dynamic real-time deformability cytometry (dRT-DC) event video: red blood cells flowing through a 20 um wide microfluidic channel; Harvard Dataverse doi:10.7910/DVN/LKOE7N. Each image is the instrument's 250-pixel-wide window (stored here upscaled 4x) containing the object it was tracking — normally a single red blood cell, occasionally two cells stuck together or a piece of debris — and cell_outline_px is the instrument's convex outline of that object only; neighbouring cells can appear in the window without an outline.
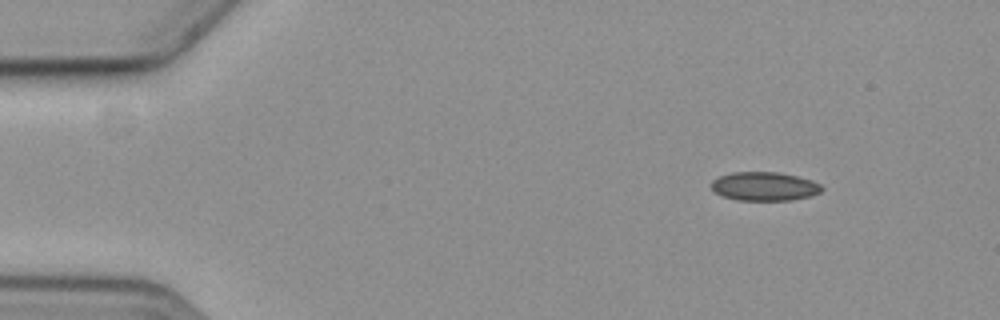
{"species": "common noctule bat (a hibernating species)", "species_latin": "Nyctalus noctula", "temperature_condition": "cold", "stored_images_in_passage": 4, "camera_frame_rate_fps": 3000, "um_per_image_px": 0.085, "animal": {"sex": "female", "body_mass_g": 19.3, "forearm_length_mm": 54.1}, "frame": {"image": 1, "passage_image": 1, "time_ms": 0.0, "image_size_px": [1000, 320], "cell_outline_px": [[824, 188], [820, 192], [808, 196], [788, 200], [736, 200], [724, 196], [716, 192], [708, 184], [716, 176], [732, 172], [780, 172], [812, 180], [820, 184]], "centroid_in_image_um": [64.93, 15.82], "position_along_channel_um": 20.1, "area_um2": 18.55}}
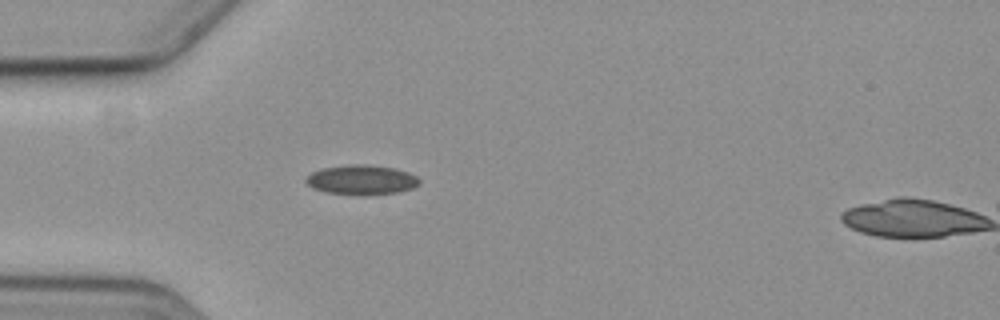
{"frame": {"image": 2, "passage_image": 4, "time_ms": 3.333, "image_size_px": [1000, 320], "cell_outline_px": [[420, 184], [412, 188], [396, 192], [360, 196], [328, 192], [312, 188], [304, 180], [312, 172], [320, 168], [352, 164], [364, 164], [392, 168], [408, 172], [416, 176], [420, 180]], "centroid_in_image_um": [30.71, 15.29], "position_along_channel_um": 54.3, "area_um2": 19.59}}